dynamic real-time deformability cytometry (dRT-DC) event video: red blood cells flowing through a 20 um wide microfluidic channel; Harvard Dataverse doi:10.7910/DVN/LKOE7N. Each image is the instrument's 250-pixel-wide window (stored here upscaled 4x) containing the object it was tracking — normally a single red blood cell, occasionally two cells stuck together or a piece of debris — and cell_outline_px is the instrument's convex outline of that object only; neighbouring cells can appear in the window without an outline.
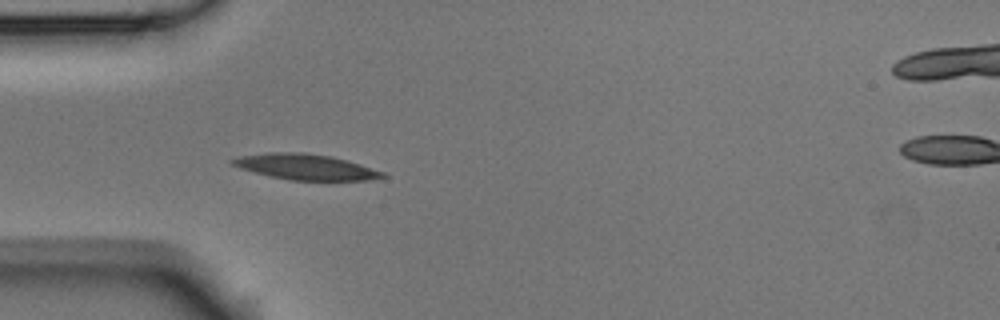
{"species": "Egyptian fruit bat (a non-hibernating species)", "species_latin": "Rousettus aegyptiacus", "temperature_condition": "room temperature", "stored_images_in_passage": 6, "camera_frame_rate_fps": 3000, "um_per_image_px": 0.085, "animal": {"sex": "male"}, "frame": {"image": 1, "passage_image": 5, "time_ms": 1.333, "image_size_px": [1000, 320], "cell_outline_px": [[388, 176], [368, 180], [288, 180], [268, 176], [240, 168], [228, 164], [228, 160], [240, 156], [268, 152], [304, 152], [332, 156], [360, 164], [384, 172]], "centroid_in_image_um": [25.92, 14.18], "position_along_channel_um": 59.1, "area_um2": 22.6}}